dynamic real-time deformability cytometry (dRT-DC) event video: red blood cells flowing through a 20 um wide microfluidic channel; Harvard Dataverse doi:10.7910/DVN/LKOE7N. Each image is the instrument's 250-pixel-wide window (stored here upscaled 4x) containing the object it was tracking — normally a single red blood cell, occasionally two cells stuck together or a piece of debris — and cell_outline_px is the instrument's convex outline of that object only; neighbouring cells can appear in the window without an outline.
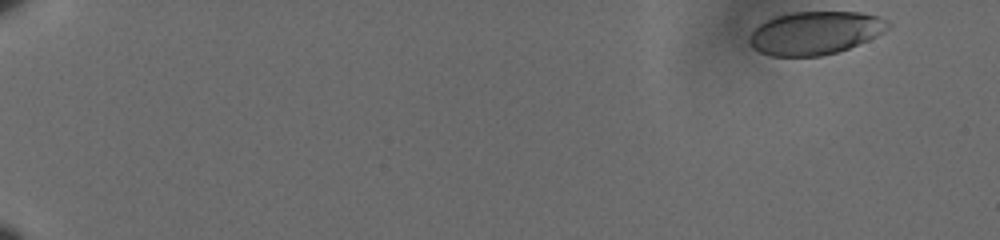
{"species": "human", "species_latin": "Homo sapiens", "temperature_condition": "cold", "stored_images_in_passage": 22, "camera_frame_rate_fps": 3000, "um_per_image_px": 0.085, "donor": {"sex": "male"}, "frame": {"image": 1, "passage_image": 1, "time_ms": 0.0, "image_size_px": [1000, 240], "cell_outline_px": [[892, 24], [884, 32], [868, 40], [848, 48], [836, 52], [820, 56], [772, 56], [760, 52], [752, 48], [748, 40], [748, 36], [760, 24], [776, 16], [792, 12], [864, 12], [880, 16], [888, 20]], "centroid_in_image_um": [69.31, 2.79], "position_along_channel_um": 15.7, "area_um2": 34.91}}
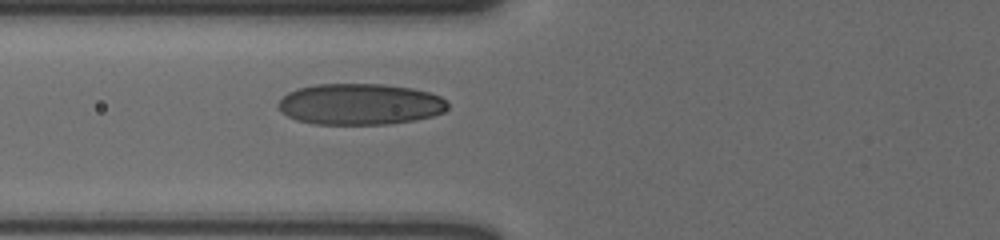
{"frame": {"image": 2, "passage_image": 16, "time_ms": 5.0, "image_size_px": [1000, 240], "cell_outline_px": [[448, 108], [444, 112], [432, 116], [412, 120], [388, 124], [316, 124], [296, 120], [288, 116], [276, 104], [288, 92], [296, 88], [316, 84], [384, 84], [412, 88], [428, 92], [440, 96], [448, 100]], "centroid_in_image_um": [30.61, 8.85], "position_along_channel_um": 95.2, "area_um2": 40.75}}
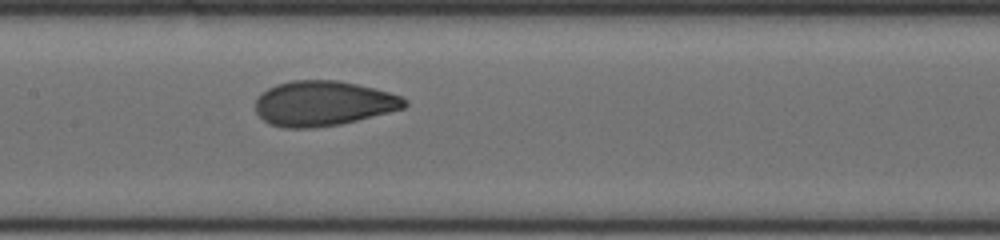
{"frame": {"image": 3, "passage_image": 22, "time_ms": 7.0, "image_size_px": [1000, 240], "cell_outline_px": [[408, 104], [404, 108], [340, 124], [312, 128], [284, 128], [268, 124], [256, 112], [256, 100], [260, 92], [276, 84], [292, 80], [336, 80], [356, 84], [388, 92], [400, 96], [408, 100]], "centroid_in_image_um": [27.43, 8.79], "position_along_channel_um": 180.0, "area_um2": 39.02}}